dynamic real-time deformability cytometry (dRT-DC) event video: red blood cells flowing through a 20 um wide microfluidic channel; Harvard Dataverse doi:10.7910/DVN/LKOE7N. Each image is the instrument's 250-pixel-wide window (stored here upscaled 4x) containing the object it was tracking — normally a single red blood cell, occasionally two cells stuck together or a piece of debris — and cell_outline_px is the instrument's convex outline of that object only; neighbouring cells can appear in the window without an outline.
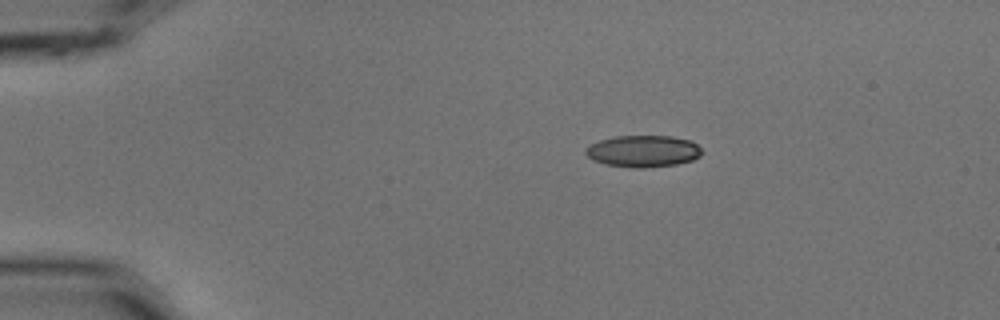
{"species": "common noctule bat (a hibernating species)", "species_latin": "Nyctalus noctula", "temperature_condition": "cold", "stored_images_in_passage": 3, "camera_frame_rate_fps": 3000, "um_per_image_px": 0.085, "animal": {"sex": "male", "body_mass_g": 15.6}, "frame": {"image": 1, "passage_image": 1, "time_ms": 0.0, "image_size_px": [1000, 320], "cell_outline_px": [[700, 156], [692, 160], [676, 164], [644, 168], [640, 168], [604, 164], [592, 160], [584, 152], [584, 148], [600, 140], [616, 136], [672, 136], [692, 140], [700, 148]], "centroid_in_image_um": [54.65, 12.84], "position_along_channel_um": 30.3, "area_um2": 21.44}}